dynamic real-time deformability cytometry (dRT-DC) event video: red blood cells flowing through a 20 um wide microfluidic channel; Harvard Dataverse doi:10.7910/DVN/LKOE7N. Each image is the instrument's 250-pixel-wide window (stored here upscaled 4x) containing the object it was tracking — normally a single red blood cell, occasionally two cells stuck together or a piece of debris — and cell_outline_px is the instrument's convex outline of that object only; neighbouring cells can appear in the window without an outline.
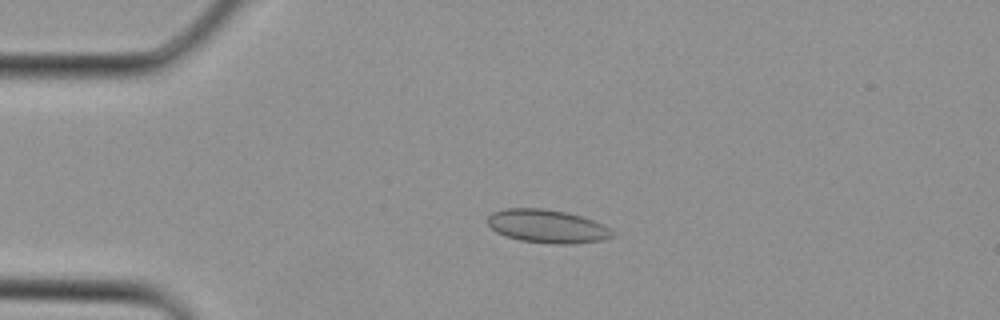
{"species": "Egyptian fruit bat (a non-hibernating species)", "species_latin": "Rousettus aegyptiacus", "temperature_condition": "cold", "stored_images_in_passage": 1, "camera_frame_rate_fps": 3000, "um_per_image_px": 0.085, "animal": {"sex": "female"}, "frame": {"image": 1, "passage_image": 1, "time_ms": 0.0, "image_size_px": [1000, 320], "cell_outline_px": [[616, 236], [600, 240], [572, 244], [556, 244], [520, 240], [504, 236], [496, 232], [488, 224], [488, 216], [492, 212], [504, 208], [544, 208], [568, 212], [604, 224], [616, 232]], "centroid_in_image_um": [46.53, 19.23], "position_along_channel_um": 38.5, "area_um2": 24.45}}